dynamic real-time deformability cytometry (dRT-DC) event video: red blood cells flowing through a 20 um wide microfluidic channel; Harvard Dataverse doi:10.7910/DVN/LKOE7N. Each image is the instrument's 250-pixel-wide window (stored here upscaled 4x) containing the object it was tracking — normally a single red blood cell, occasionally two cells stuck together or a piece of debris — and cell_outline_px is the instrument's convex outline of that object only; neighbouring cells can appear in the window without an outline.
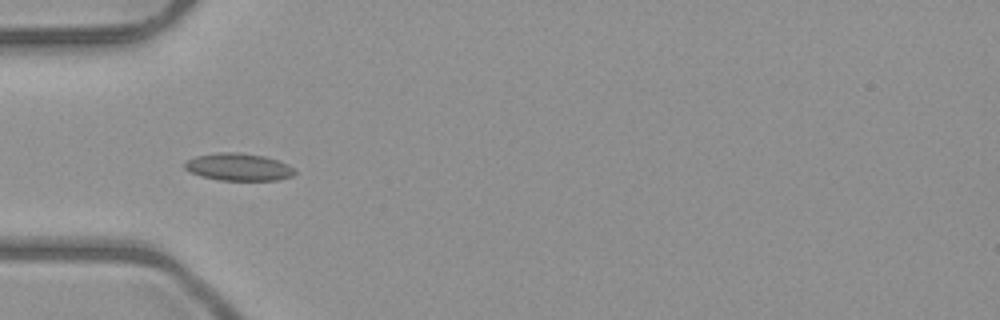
{"species": "common noctule bat (a hibernating species)", "species_latin": "Nyctalus noctula", "temperature_condition": "room temperature", "stored_images_in_passage": 5, "camera_frame_rate_fps": 3000, "um_per_image_px": 0.085, "animal": {"sex": "male", "body_mass_g": 23.1, "forearm_length_mm": 52.7}, "frame": {"image": 1, "passage_image": 3, "time_ms": 2.333, "image_size_px": [1000, 320], "cell_outline_px": [[296, 172], [292, 176], [276, 180], [220, 180], [200, 176], [188, 172], [184, 168], [184, 164], [188, 160], [196, 156], [220, 152], [240, 152], [264, 156], [288, 164]], "centroid_in_image_um": [20.24, 14.19], "position_along_channel_um": 64.8, "area_um2": 17.51}}
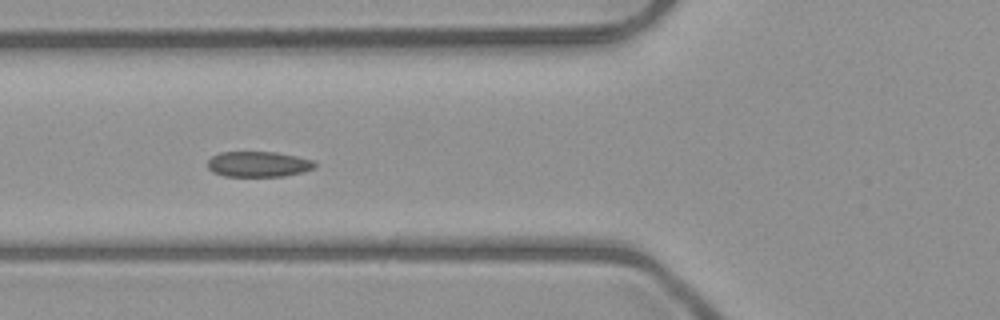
{"frame": {"image": 2, "passage_image": 4, "time_ms": 3.333, "image_size_px": [1000, 320], "cell_outline_px": [[316, 168], [304, 172], [284, 176], [224, 176], [212, 172], [208, 168], [208, 160], [212, 156], [220, 152], [276, 152], [316, 160]], "centroid_in_image_um": [22.0, 13.95], "position_along_channel_um": 103.8, "area_um2": 16.13}}
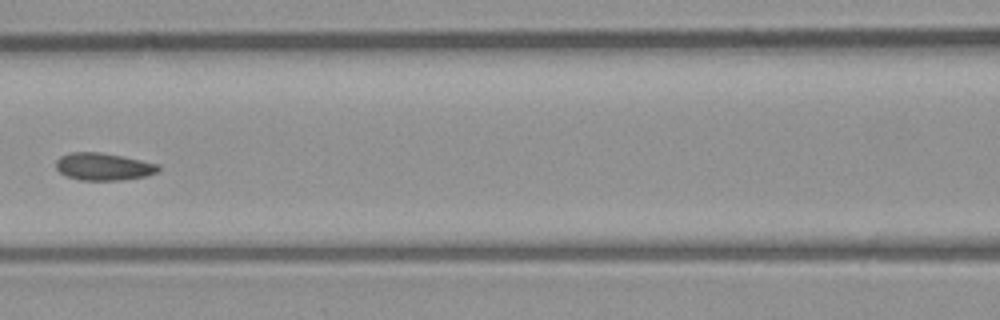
{"frame": {"image": 3, "passage_image": 5, "time_ms": 4.667, "image_size_px": [1000, 320], "cell_outline_px": [[160, 172], [144, 176], [120, 180], [80, 180], [68, 176], [60, 172], [56, 168], [56, 160], [60, 156], [72, 152], [100, 152], [160, 164]], "centroid_in_image_um": [8.81, 14.16], "position_along_channel_um": 157.8, "area_um2": 16.24}}